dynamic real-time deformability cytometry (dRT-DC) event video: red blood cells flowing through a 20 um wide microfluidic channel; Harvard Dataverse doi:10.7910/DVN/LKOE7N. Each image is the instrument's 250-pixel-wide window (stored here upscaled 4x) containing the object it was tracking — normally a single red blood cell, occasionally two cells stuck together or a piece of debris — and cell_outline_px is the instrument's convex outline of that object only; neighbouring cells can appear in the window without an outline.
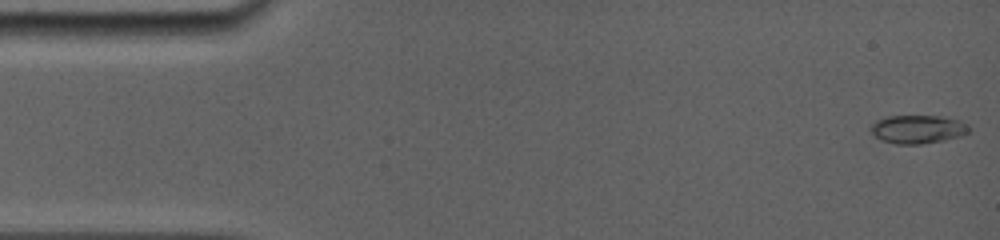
{"species": "common noctule bat (a hibernating species)", "species_latin": "Nyctalus noctula", "temperature_condition": "room temperature", "stored_images_in_passage": 58, "camera_frame_rate_fps": 5000, "um_per_image_px": 0.085, "animal": {"sex": "female", "body_mass_g": 19.0, "forearm_length_mm": 56.7}, "frame": {"image": 1, "passage_image": 1, "time_ms": 0.0, "image_size_px": [1000, 240], "cell_outline_px": [[972, 128], [968, 132], [960, 136], [944, 140], [920, 144], [896, 144], [880, 140], [868, 128], [876, 120], [888, 116], [940, 116], [960, 120], [968, 124]], "centroid_in_image_um": [78.02, 10.98], "position_along_channel_um": 7.0, "area_um2": 16.36}}
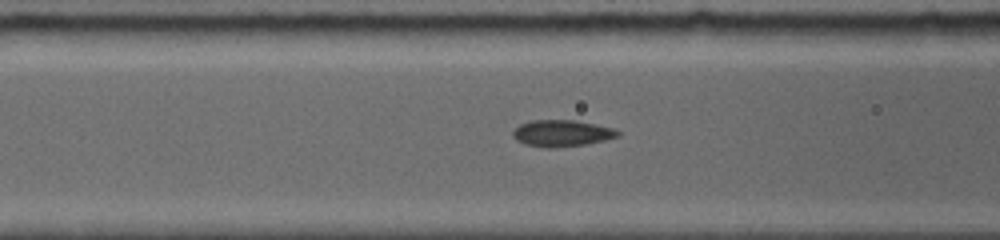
{"frame": {"image": 2, "passage_image": 33, "time_ms": 6.0, "image_size_px": [1000, 240], "cell_outline_px": [[620, 136], [604, 140], [584, 144], [552, 148], [548, 148], [524, 144], [516, 140], [512, 136], [512, 132], [520, 124], [532, 120], [576, 120], [616, 128], [620, 132]], "centroid_in_image_um": [47.76, 11.32], "position_along_channel_um": 118.8, "area_um2": 16.3}}
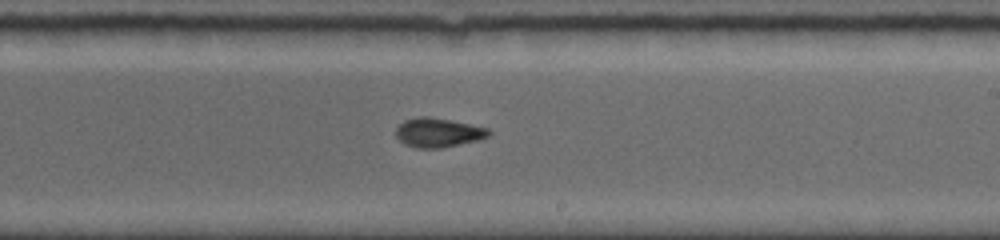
{"frame": {"image": 3, "passage_image": 58, "time_ms": 9.4, "image_size_px": [1000, 240], "cell_outline_px": [[492, 132], [488, 136], [480, 140], [440, 148], [416, 148], [404, 144], [396, 136], [396, 128], [404, 120], [420, 116], [428, 116], [488, 128]], "centroid_in_image_um": [37.23, 11.28], "position_along_channel_um": 251.8, "area_um2": 15.72}}